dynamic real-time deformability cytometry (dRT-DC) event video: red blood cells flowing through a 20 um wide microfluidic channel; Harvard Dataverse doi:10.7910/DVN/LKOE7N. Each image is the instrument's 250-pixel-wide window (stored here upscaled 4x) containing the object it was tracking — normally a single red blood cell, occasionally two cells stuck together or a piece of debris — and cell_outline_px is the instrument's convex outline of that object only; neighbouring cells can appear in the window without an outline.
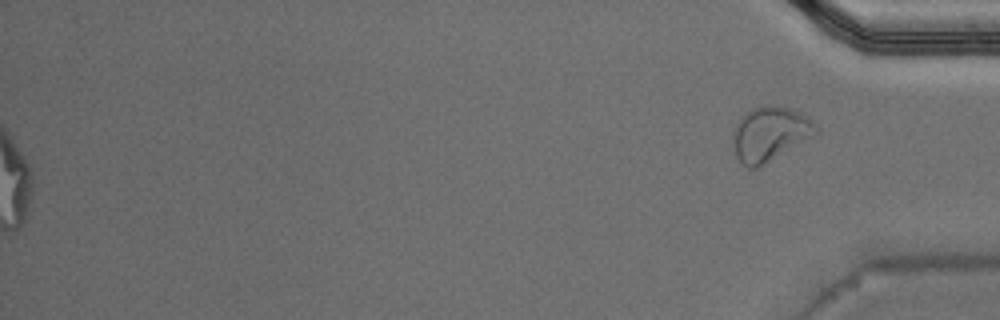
{"species": "Egyptian fruit bat (a non-hibernating species)", "species_latin": "Rousettus aegyptiacus", "temperature_condition": "warm", "stored_images_in_passage": 53, "segment_of_instrument_passage": [2, 2], "camera_frame_rate_fps": 3000, "um_per_image_px": 0.085, "animal": {"sex": "male"}, "frame": {"image": 1, "passage_image": 53, "time_ms": 17.333, "image_size_px": [1000, 320], "cell_outline_px": [[816, 136], [760, 168], [748, 168], [736, 156], [732, 144], [732, 132], [740, 116], [744, 112], [760, 104], [772, 104], [788, 108], [800, 112], [812, 120], [816, 124]], "centroid_in_image_um": [65.43, 11.38], "position_along_channel_um": 369.8, "area_um2": 27.11}}